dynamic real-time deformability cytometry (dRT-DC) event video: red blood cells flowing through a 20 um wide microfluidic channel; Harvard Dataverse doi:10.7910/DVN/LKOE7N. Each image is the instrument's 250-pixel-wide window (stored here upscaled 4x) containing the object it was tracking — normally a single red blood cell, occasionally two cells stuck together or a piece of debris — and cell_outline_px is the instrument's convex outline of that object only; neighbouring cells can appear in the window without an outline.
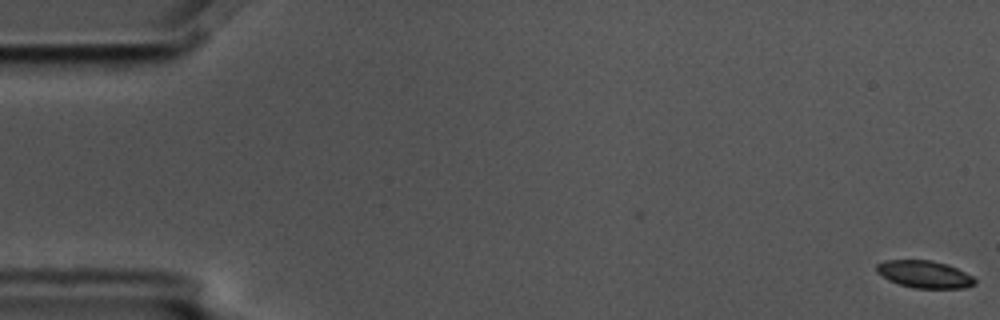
{"species": "common noctule bat (a hibernating species)", "species_latin": "Nyctalus noctula", "temperature_condition": "cold", "stored_images_in_passage": 5, "camera_frame_rate_fps": 3000, "um_per_image_px": 0.085, "animal": {"sex": "male", "body_mass_g": 17.5, "forearm_length_mm": 52.3}, "frame": {"image": 1, "passage_image": 1, "time_ms": 0.0, "image_size_px": [1000, 320], "cell_outline_px": [[976, 284], [964, 288], [912, 288], [888, 280], [876, 272], [876, 264], [884, 260], [932, 260], [948, 264], [972, 276], [976, 280]], "centroid_in_image_um": [78.56, 23.31], "position_along_channel_um": 6.4, "area_um2": 15.72}}
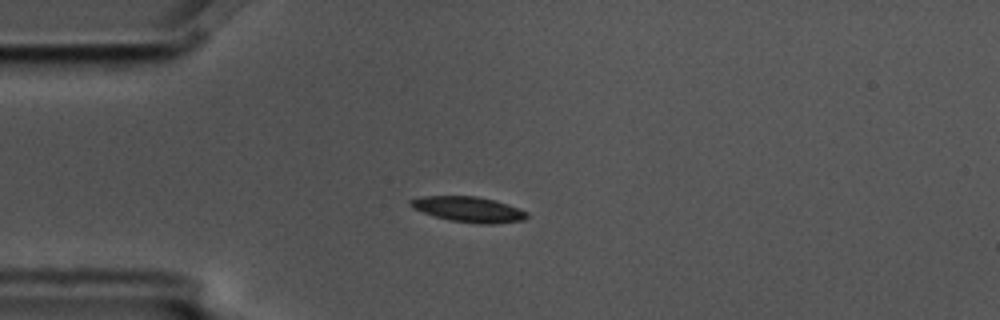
{"frame": {"image": 2, "passage_image": 5, "time_ms": 1.333, "image_size_px": [1000, 320], "cell_outline_px": [[528, 216], [524, 220], [492, 224], [480, 224], [448, 220], [412, 208], [408, 204], [408, 200], [424, 196], [476, 196], [508, 204], [520, 208], [528, 212]], "centroid_in_image_um": [39.84, 17.79], "position_along_channel_um": 45.2, "area_um2": 17.22}}